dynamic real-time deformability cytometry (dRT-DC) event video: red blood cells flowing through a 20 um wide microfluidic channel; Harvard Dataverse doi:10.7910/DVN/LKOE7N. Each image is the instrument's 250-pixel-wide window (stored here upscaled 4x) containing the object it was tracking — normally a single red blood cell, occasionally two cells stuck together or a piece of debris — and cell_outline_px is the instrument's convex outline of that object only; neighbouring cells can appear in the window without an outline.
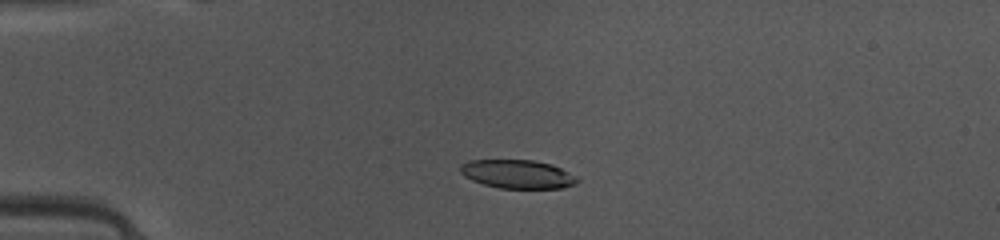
{"species": "common noctule bat (a hibernating species)", "species_latin": "Nyctalus noctula", "temperature_condition": "warm", "stored_images_in_passage": 49, "camera_frame_rate_fps": 3000, "um_per_image_px": 0.085, "animal": {"sex": "female", "body_mass_g": 10.0, "forearm_length_mm": 53.1}, "frame": {"image": 1, "passage_image": 13, "time_ms": 4.0, "image_size_px": [1000, 240], "cell_outline_px": [[580, 180], [576, 184], [560, 188], [500, 188], [484, 184], [472, 180], [464, 176], [460, 172], [460, 164], [472, 160], [532, 160], [552, 164], [576, 176]], "centroid_in_image_um": [43.99, 14.8], "position_along_channel_um": 41.0, "area_um2": 19.42}}
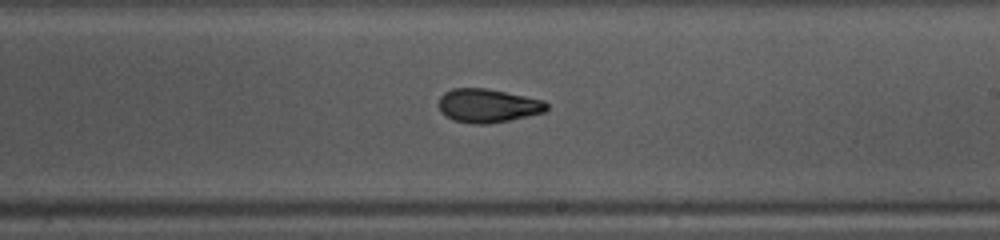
{"frame": {"image": 2, "passage_image": 30, "time_ms": 9.667, "image_size_px": [1000, 240], "cell_outline_px": [[548, 108], [544, 112], [508, 120], [488, 124], [476, 124], [452, 120], [440, 112], [440, 96], [444, 92], [452, 88], [488, 88], [544, 100], [548, 104]], "centroid_in_image_um": [41.46, 8.97], "position_along_channel_um": 247.5, "area_um2": 21.15}}
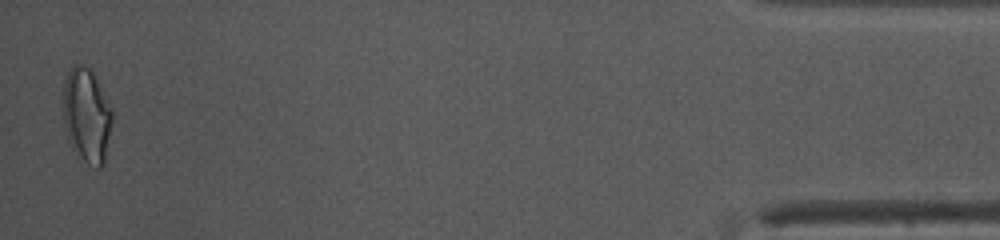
{"frame": {"image": 3, "passage_image": 49, "time_ms": 16.0, "image_size_px": [1000, 240], "cell_outline_px": [[112, 120], [104, 164], [100, 168], [96, 168], [88, 164], [72, 148], [68, 140], [64, 128], [64, 80], [68, 72], [76, 64], [84, 64], [92, 68], [112, 112]], "centroid_in_image_um": [7.36, 9.8], "position_along_channel_um": 427.8, "area_um2": 26.88}, "authors_computed_cell_mechanics": {"area_um2": 21.1548, "velocity_mm_per_s": 4.1201, "shape_relaxation_time_tau1_ms": 3.4875, "shape_relaxation_time_tau2_ms": 1.8177, "deformation_change_tau1": 0.1463, "deformation_change_tau2": 0.0893}}